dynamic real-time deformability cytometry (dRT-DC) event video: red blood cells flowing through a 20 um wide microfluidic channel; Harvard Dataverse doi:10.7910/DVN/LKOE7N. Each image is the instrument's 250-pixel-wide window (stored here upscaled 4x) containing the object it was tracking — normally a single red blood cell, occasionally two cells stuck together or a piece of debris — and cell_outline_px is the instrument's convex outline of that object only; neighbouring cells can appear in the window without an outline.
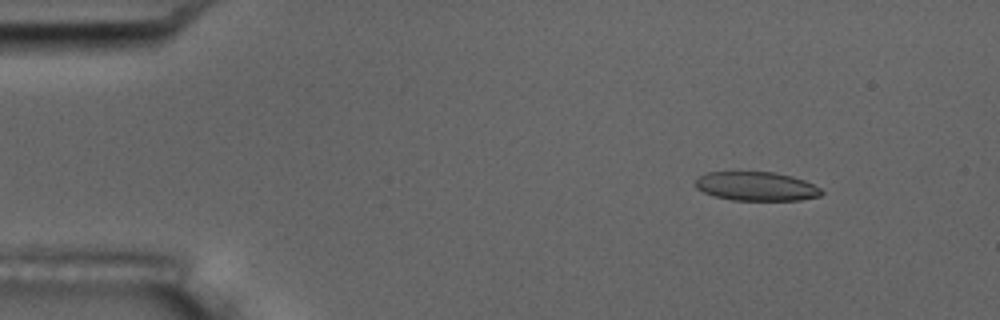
{"species": "common noctule bat (a hibernating species)", "species_latin": "Nyctalus noctula", "temperature_condition": "room temperature", "stored_images_in_passage": 7, "camera_frame_rate_fps": 3000, "um_per_image_px": 0.085, "animal": {"sex": "male", "body_mass_g": 17.5, "forearm_length_mm": 52.3}, "frame": {"image": 1, "passage_image": 2, "time_ms": 1.0, "image_size_px": [1000, 320], "cell_outline_px": [[824, 192], [820, 196], [800, 200], [732, 200], [712, 196], [696, 188], [696, 180], [700, 176], [708, 172], [776, 172], [792, 176], [804, 180], [820, 188]], "centroid_in_image_um": [64.3, 15.84], "position_along_channel_um": 20.7, "area_um2": 21.27}}
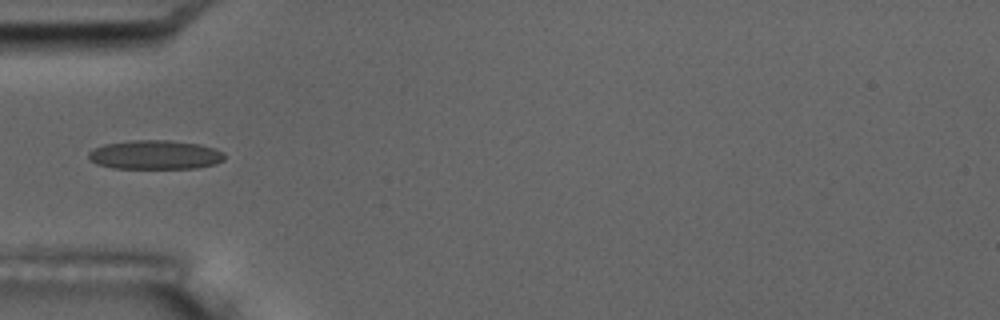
{"frame": {"image": 2, "passage_image": 5, "time_ms": 4.667, "image_size_px": [1000, 320], "cell_outline_px": [[224, 160], [216, 164], [196, 168], [112, 168], [96, 164], [88, 156], [88, 152], [92, 148], [104, 144], [132, 140], [168, 140], [200, 144], [224, 152]], "centroid_in_image_um": [13.17, 13.16], "position_along_channel_um": 71.8, "area_um2": 23.12}}